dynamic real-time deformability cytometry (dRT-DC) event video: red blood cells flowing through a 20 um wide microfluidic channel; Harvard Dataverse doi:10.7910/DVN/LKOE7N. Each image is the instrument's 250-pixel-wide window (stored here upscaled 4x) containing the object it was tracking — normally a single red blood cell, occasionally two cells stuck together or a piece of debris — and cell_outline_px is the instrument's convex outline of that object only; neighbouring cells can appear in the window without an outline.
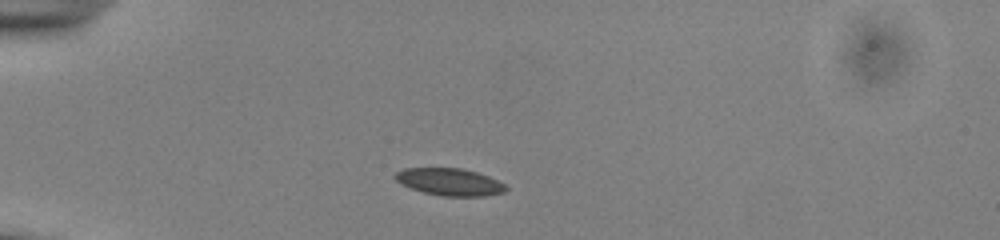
{"species": "common noctule bat (a hibernating species)", "species_latin": "Nyctalus noctula", "temperature_condition": "cold", "stored_images_in_passage": 39, "camera_frame_rate_fps": 3000, "um_per_image_px": 0.085, "animal": {"sex": "male", "body_mass_g": 13.0, "forearm_length_mm": 53.1}, "frame": {"image": 1, "passage_image": 1, "time_ms": 0.0, "image_size_px": [1000, 240], "cell_outline_px": [[508, 188], [504, 192], [484, 196], [444, 196], [424, 192], [400, 184], [392, 176], [396, 172], [404, 168], [464, 168], [488, 176], [504, 184]], "centroid_in_image_um": [38.19, 15.45], "position_along_channel_um": 46.8, "area_um2": 17.51}}
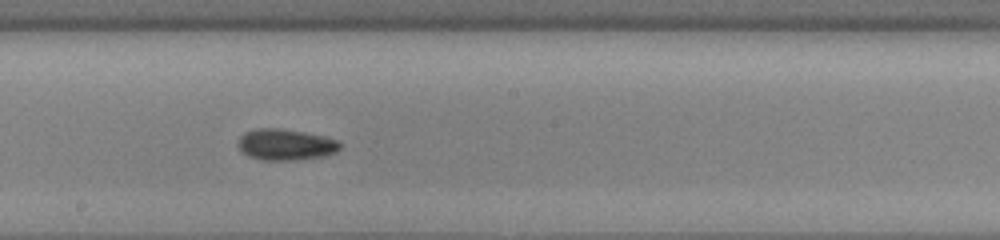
{"frame": {"image": 2, "passage_image": 17, "time_ms": 5.333, "image_size_px": [1000, 240], "cell_outline_px": [[344, 144], [336, 152], [320, 156], [292, 160], [260, 160], [248, 156], [240, 152], [236, 144], [236, 140], [244, 132], [256, 128], [280, 128], [304, 132], [340, 140]], "centroid_in_image_um": [24.22, 12.28], "position_along_channel_um": 224.0, "area_um2": 18.84}}
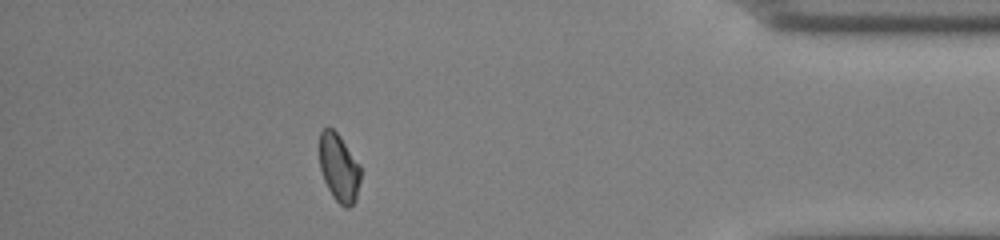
{"frame": {"image": 3, "passage_image": 34, "time_ms": 11.0, "image_size_px": [1000, 240], "cell_outline_px": [[360, 180], [356, 200], [348, 208], [344, 208], [332, 196], [324, 180], [320, 168], [320, 132], [324, 128], [332, 128], [340, 136], [360, 164]], "centroid_in_image_um": [28.82, 14.27], "position_along_channel_um": 406.4, "area_um2": 16.24}, "authors_computed_cell_mechanics": {"area_um2": 17.5134, "velocity_mm_per_s": 3.891, "shape_relaxation_time_tau1_ms": 3.012, "shape_relaxation_time_tau2_ms": 3.1846, "deformation_change_tau1": 0.0954, "deformation_change_tau2": 0.0688}}